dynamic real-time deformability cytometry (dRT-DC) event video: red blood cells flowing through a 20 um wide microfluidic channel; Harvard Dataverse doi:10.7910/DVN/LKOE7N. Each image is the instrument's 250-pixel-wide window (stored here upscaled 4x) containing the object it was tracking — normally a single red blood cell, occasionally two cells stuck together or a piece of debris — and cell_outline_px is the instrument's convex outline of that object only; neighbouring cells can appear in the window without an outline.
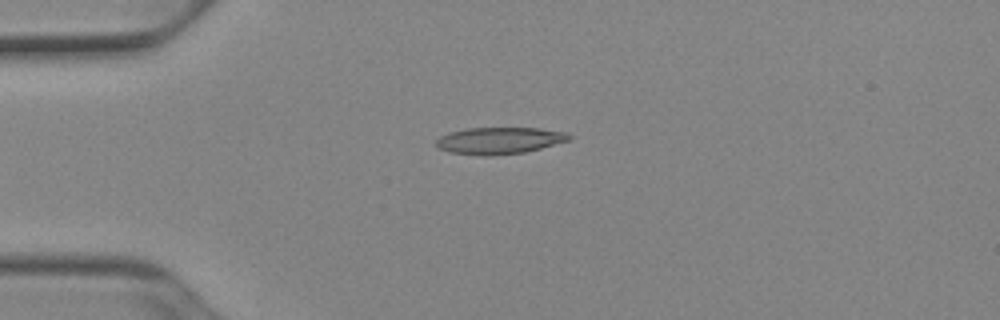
{"species": "Egyptian fruit bat (a non-hibernating species)", "species_latin": "Rousettus aegyptiacus", "temperature_condition": "cold", "stored_images_in_passage": 39, "camera_frame_rate_fps": 3000, "um_per_image_px": 0.085, "animal": {"sex": "female"}, "frame": {"image": 1, "passage_image": 1, "time_ms": 0.0, "image_size_px": [1000, 320], "cell_outline_px": [[572, 136], [568, 140], [540, 148], [524, 152], [492, 156], [480, 156], [448, 152], [436, 148], [436, 140], [440, 136], [448, 132], [464, 128], [540, 128], [568, 132]], "centroid_in_image_um": [42.39, 11.95], "position_along_channel_um": 42.6, "area_um2": 20.98}}
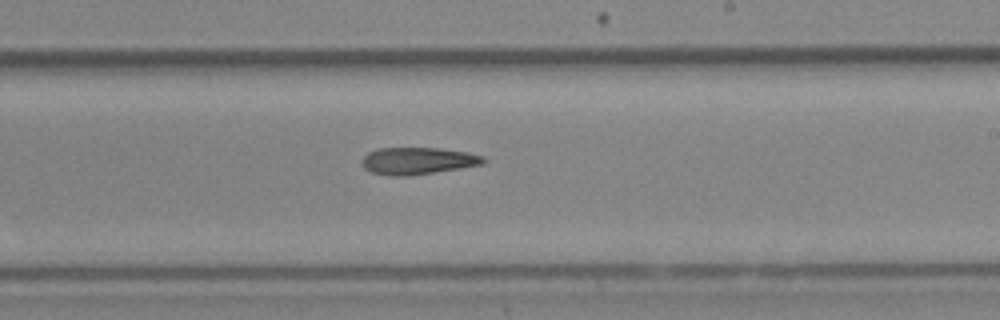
{"frame": {"image": 2, "passage_image": 19, "time_ms": 6.0, "image_size_px": [1000, 320], "cell_outline_px": [[488, 160], [484, 164], [460, 168], [408, 176], [388, 176], [372, 172], [364, 168], [364, 156], [368, 152], [380, 148], [440, 148], [468, 152], [484, 156]], "centroid_in_image_um": [35.57, 13.67], "position_along_channel_um": 253.4, "area_um2": 19.13}}
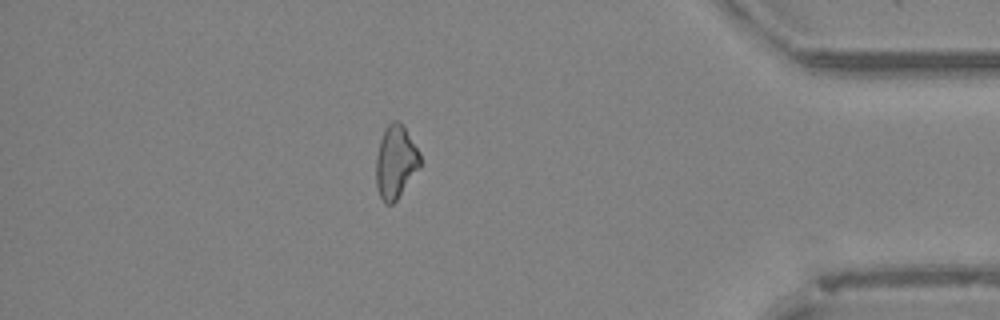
{"frame": {"image": 3, "passage_image": 33, "time_ms": 10.667, "image_size_px": [1000, 320], "cell_outline_px": [[420, 168], [396, 200], [392, 204], [384, 204], [380, 196], [376, 184], [376, 156], [380, 140], [384, 128], [392, 120], [400, 120], [420, 152]], "centroid_in_image_um": [33.63, 13.74], "position_along_channel_um": 401.6, "area_um2": 18.9}}